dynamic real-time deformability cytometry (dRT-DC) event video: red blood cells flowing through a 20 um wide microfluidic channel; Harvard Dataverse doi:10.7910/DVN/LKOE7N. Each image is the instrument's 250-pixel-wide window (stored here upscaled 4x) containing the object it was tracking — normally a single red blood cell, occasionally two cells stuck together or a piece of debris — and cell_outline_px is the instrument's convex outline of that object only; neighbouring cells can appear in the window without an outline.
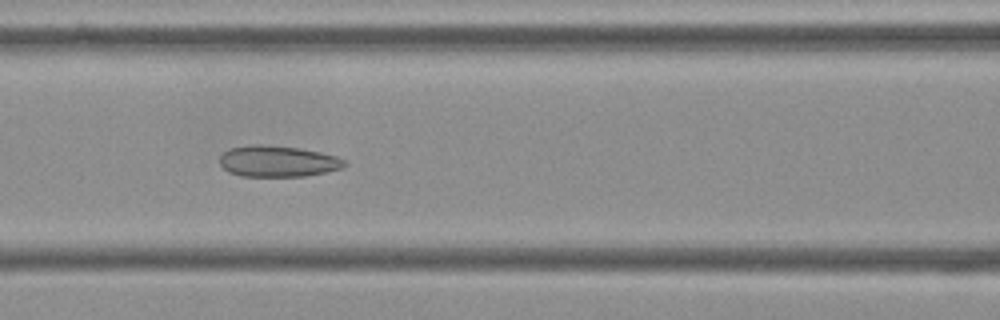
{"species": "Egyptian fruit bat (a non-hibernating species)", "species_latin": "Rousettus aegyptiacus", "temperature_condition": "cold", "stored_images_in_passage": 12, "camera_frame_rate_fps": 3000, "um_per_image_px": 0.085, "frame": {"image": 1, "passage_image": 4, "time_ms": 1.0, "image_size_px": [1000, 320], "cell_outline_px": [[348, 164], [344, 168], [304, 176], [240, 176], [228, 172], [220, 164], [220, 156], [224, 152], [232, 148], [252, 144], [260, 144], [300, 148], [320, 152], [336, 156], [344, 160]], "centroid_in_image_um": [23.62, 13.71], "position_along_channel_um": 143.0, "area_um2": 22.66}}
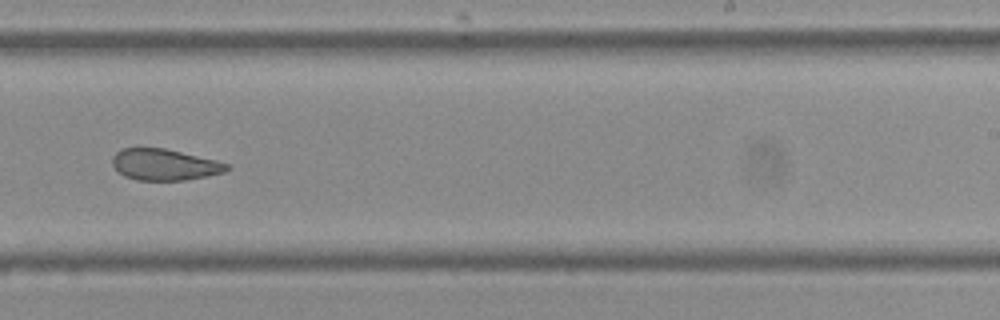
{"frame": {"image": 2, "passage_image": 7, "time_ms": 2.0, "image_size_px": [1000, 320], "cell_outline_px": [[232, 168], [224, 172], [208, 176], [184, 180], [136, 180], [124, 176], [112, 164], [112, 156], [120, 148], [164, 148], [216, 160], [228, 164]], "centroid_in_image_um": [13.98, 13.99], "position_along_channel_um": 275.0, "area_um2": 20.87}}
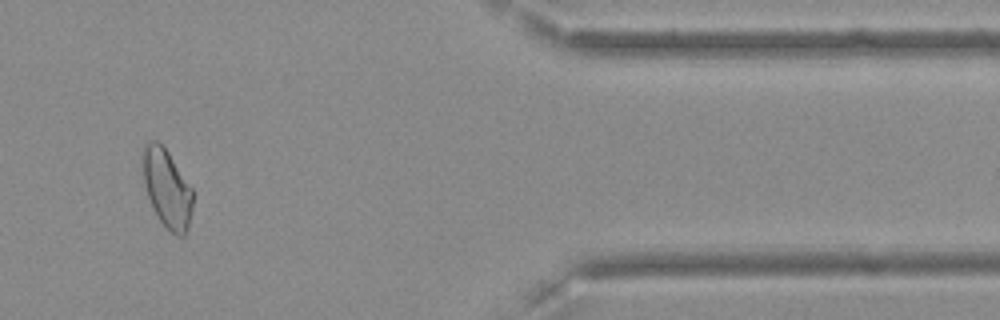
{"frame": {"image": 3, "passage_image": 10, "time_ms": 3.0, "image_size_px": [1000, 320], "cell_outline_px": [[192, 208], [188, 228], [184, 236], [176, 236], [160, 220], [148, 196], [144, 184], [140, 156], [144, 144], [148, 140], [156, 140], [168, 152], [192, 188]], "centroid_in_image_um": [14.16, 15.96], "position_along_channel_um": 397.2, "area_um2": 22.77}}